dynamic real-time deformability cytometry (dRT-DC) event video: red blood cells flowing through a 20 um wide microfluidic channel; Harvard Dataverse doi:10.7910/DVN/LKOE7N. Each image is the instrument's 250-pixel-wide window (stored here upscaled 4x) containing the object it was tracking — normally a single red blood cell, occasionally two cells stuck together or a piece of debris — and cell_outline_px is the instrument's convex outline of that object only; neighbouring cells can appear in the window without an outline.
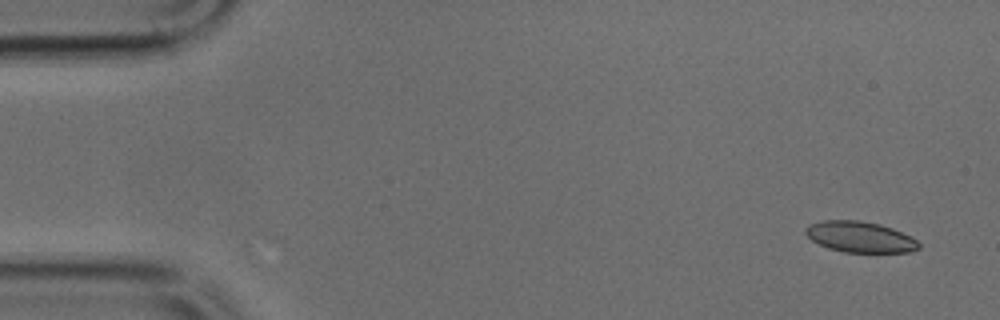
{"species": "common noctule bat (a hibernating species)", "species_latin": "Nyctalus noctula", "temperature_condition": "cold", "stored_images_in_passage": 47, "camera_frame_rate_fps": 3000, "um_per_image_px": 0.085, "animal": {"sex": "male", "body_mass_g": 17.9, "forearm_length_mm": 54.2}, "frame": {"image": 1, "passage_image": 1, "time_ms": 0.0, "image_size_px": [1000, 320], "cell_outline_px": [[920, 248], [908, 252], [844, 252], [828, 248], [812, 240], [804, 232], [804, 228], [808, 224], [824, 220], [860, 220], [880, 224], [892, 228], [912, 236], [920, 244]], "centroid_in_image_um": [73.1, 20.13], "position_along_channel_um": 11.9, "area_um2": 20.46}}
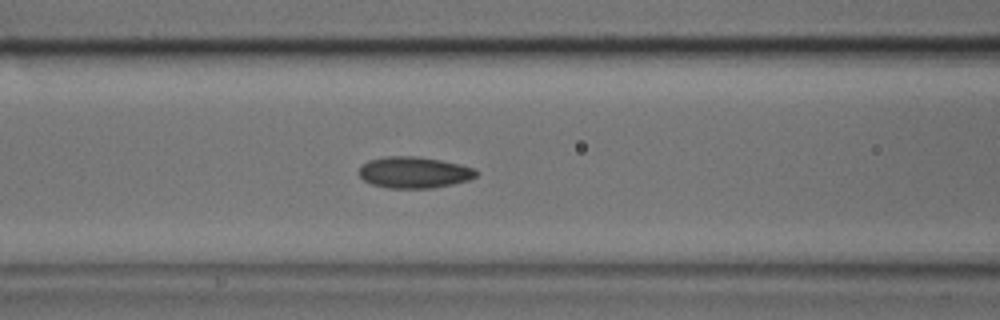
{"frame": {"image": 2, "passage_image": 18, "time_ms": 5.667, "image_size_px": [1000, 320], "cell_outline_px": [[476, 176], [468, 180], [452, 184], [432, 188], [388, 188], [372, 184], [364, 180], [360, 176], [360, 168], [368, 160], [384, 156], [416, 156], [440, 160], [460, 164], [476, 168]], "centroid_in_image_um": [35.2, 14.65], "position_along_channel_um": 131.4, "area_um2": 21.33}}
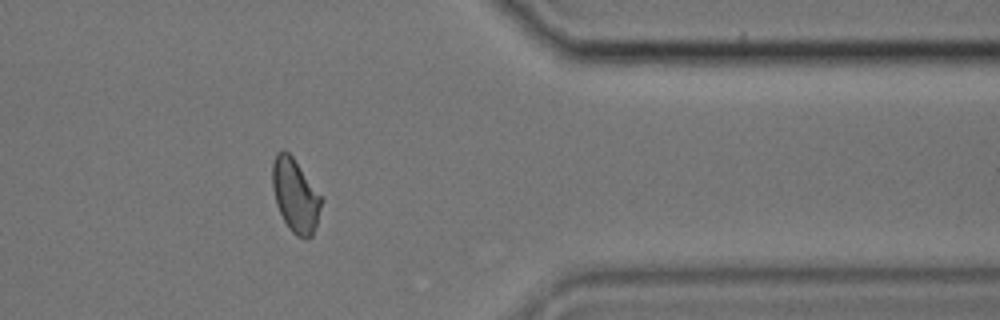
{"frame": {"image": 3, "passage_image": 38, "time_ms": 12.333, "image_size_px": [1000, 320], "cell_outline_px": [[324, 200], [312, 236], [304, 240], [296, 236], [292, 232], [284, 220], [276, 204], [272, 188], [272, 164], [276, 152], [284, 148], [292, 156]], "centroid_in_image_um": [25.09, 16.61], "position_along_channel_um": 386.3, "area_um2": 20.98}}